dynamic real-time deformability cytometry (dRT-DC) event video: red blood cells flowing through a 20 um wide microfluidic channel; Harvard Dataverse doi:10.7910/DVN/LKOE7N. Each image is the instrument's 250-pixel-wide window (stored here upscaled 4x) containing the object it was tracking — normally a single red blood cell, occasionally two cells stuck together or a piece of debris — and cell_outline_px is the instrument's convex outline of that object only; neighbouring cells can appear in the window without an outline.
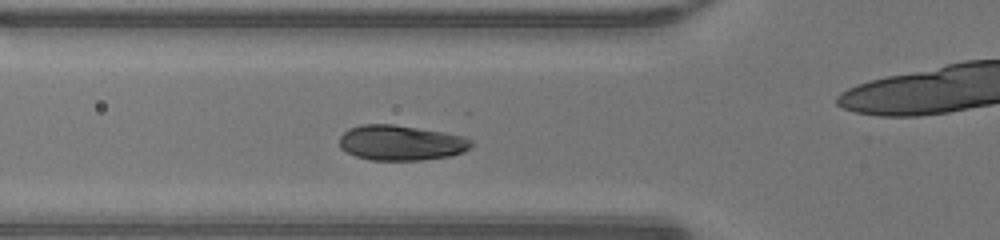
{"species": "human", "species_latin": "Homo sapiens", "temperature_condition": "warm", "stored_images_in_passage": 34, "segment_of_instrument_passage": [2, 2], "camera_frame_rate_fps": 3000, "um_per_image_px": 0.085, "donor": {"sex": "male"}, "frame": {"image": 1, "passage_image": 12, "time_ms": 3.667, "image_size_px": [1000, 240], "cell_outline_px": [[472, 144], [464, 152], [452, 156], [420, 160], [368, 160], [356, 156], [340, 148], [340, 136], [348, 128], [360, 124], [392, 124], [464, 136], [472, 140]], "centroid_in_image_um": [34.06, 12.14], "position_along_channel_um": 91.7, "area_um2": 26.99}}
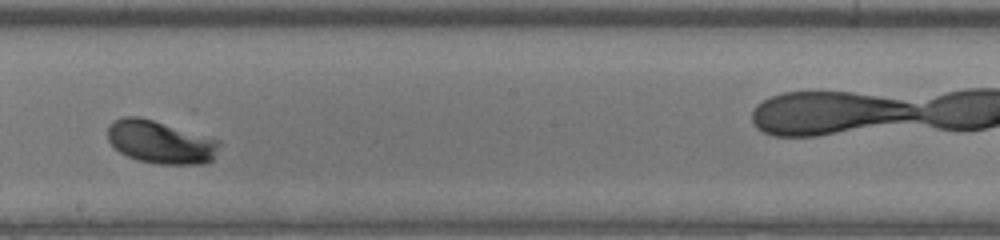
{"frame": {"image": 2, "passage_image": 22, "time_ms": 7.0, "image_size_px": [1000, 240], "cell_outline_px": [[220, 144], [212, 160], [204, 164], [156, 164], [140, 160], [128, 156], [120, 152], [108, 140], [108, 124], [124, 116], [140, 116], [216, 140]], "centroid_in_image_um": [13.59, 12.08], "position_along_channel_um": 234.6, "area_um2": 27.34}}
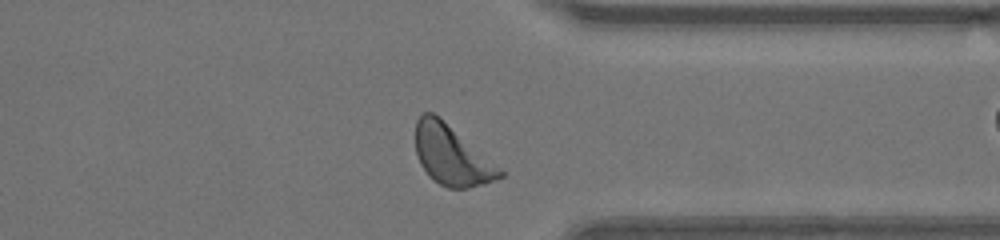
{"frame": {"image": 3, "passage_image": 32, "time_ms": 10.333, "image_size_px": [1000, 240], "cell_outline_px": [[504, 176], [496, 180], [484, 184], [468, 188], [448, 188], [432, 180], [428, 176], [420, 164], [416, 152], [416, 120], [424, 112], [432, 112], [504, 168]], "centroid_in_image_um": [38.43, 13.24], "position_along_channel_um": 373.0, "area_um2": 29.54}}